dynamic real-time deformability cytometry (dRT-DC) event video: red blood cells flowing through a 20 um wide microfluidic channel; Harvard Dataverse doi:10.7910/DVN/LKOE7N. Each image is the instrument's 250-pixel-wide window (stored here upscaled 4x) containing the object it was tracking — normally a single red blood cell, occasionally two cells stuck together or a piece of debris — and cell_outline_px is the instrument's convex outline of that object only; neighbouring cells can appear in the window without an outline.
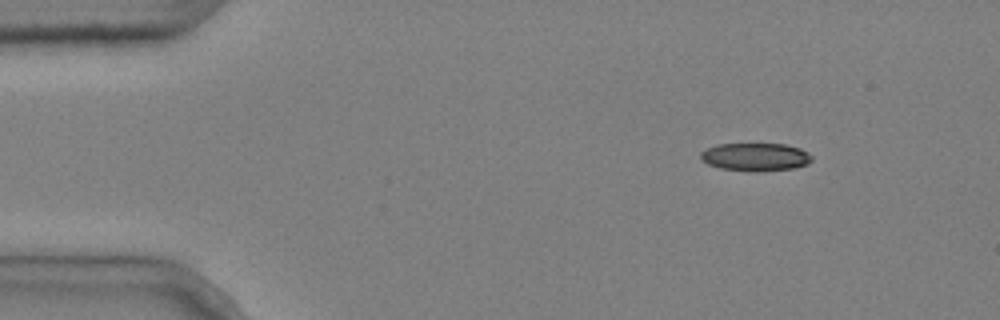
{"species": "common noctule bat (a hibernating species)", "species_latin": "Nyctalus noctula", "temperature_condition": "cold", "stored_images_in_passage": 8, "camera_frame_rate_fps": 3000, "um_per_image_px": 0.085, "animal": {"sex": "male", "body_mass_g": 20.4}, "frame": {"image": 1, "passage_image": 1, "time_ms": 0.0, "image_size_px": [1000, 320], "cell_outline_px": [[812, 160], [808, 164], [792, 168], [756, 172], [720, 168], [708, 164], [700, 160], [700, 152], [716, 144], [784, 144], [800, 148], [808, 152], [812, 156]], "centroid_in_image_um": [64.2, 13.34], "position_along_channel_um": 20.8, "area_um2": 18.21}}
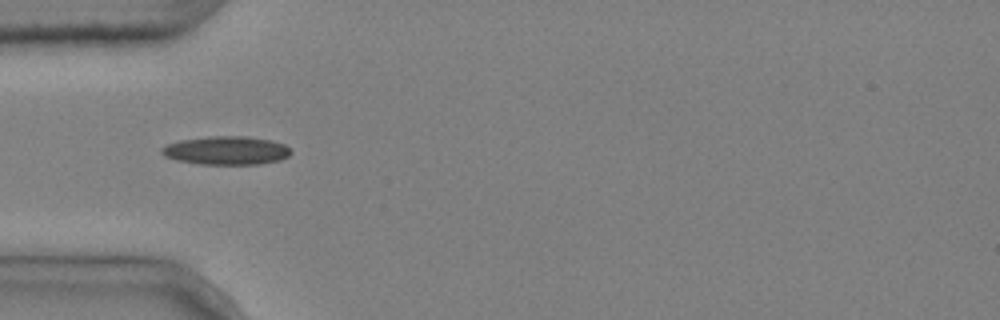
{"frame": {"image": 2, "passage_image": 4, "time_ms": 1.0, "image_size_px": [1000, 320], "cell_outline_px": [[292, 152], [288, 156], [280, 160], [260, 164], [200, 164], [176, 160], [164, 156], [160, 152], [160, 148], [168, 144], [180, 140], [208, 136], [244, 136], [272, 140], [284, 144]], "centroid_in_image_um": [19.22, 12.79], "position_along_channel_um": 65.8, "area_um2": 21.5}}
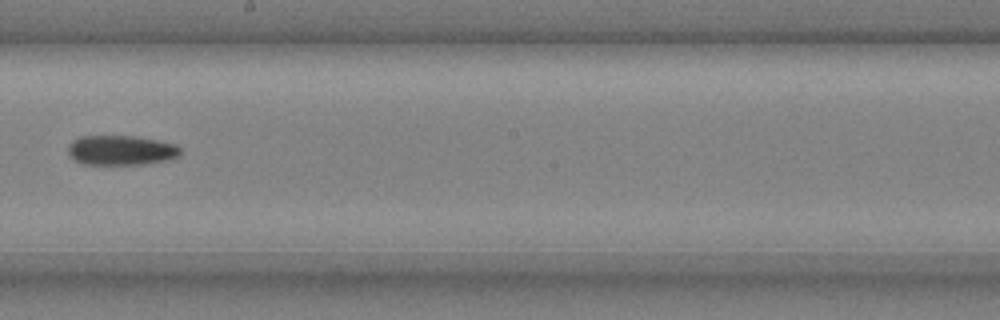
{"frame": {"image": 3, "passage_image": 8, "time_ms": 2.333, "image_size_px": [1000, 320], "cell_outline_px": [[180, 156], [172, 160], [148, 164], [84, 164], [72, 160], [68, 152], [68, 148], [72, 140], [80, 136], [132, 136], [156, 140], [176, 144], [180, 148]], "centroid_in_image_um": [10.31, 12.78], "position_along_channel_um": 237.9, "area_um2": 19.71}}